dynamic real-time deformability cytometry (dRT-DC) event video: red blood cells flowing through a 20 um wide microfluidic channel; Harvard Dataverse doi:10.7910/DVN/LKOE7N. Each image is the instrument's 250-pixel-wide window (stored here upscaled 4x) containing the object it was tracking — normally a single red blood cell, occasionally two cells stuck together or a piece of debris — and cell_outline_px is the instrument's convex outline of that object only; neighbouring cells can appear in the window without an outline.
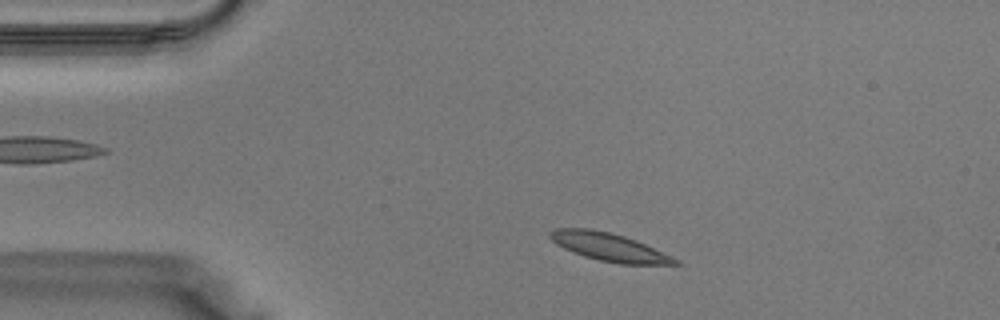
{"species": "Egyptian fruit bat (a non-hibernating species)", "species_latin": "Rousettus aegyptiacus", "temperature_condition": "warm", "stored_images_in_passage": 35, "camera_frame_rate_fps": 3000, "um_per_image_px": 0.085, "animal": {"sex": "male"}, "frame": {"image": 1, "passage_image": 3, "time_ms": 0.667, "image_size_px": [1000, 320], "cell_outline_px": [[680, 264], [620, 264], [600, 260], [584, 256], [572, 252], [556, 244], [548, 236], [548, 232], [556, 228], [592, 228], [624, 236], [636, 240], [672, 256], [680, 260]], "centroid_in_image_um": [51.75, 20.99], "position_along_channel_um": 33.2, "area_um2": 20.4}}
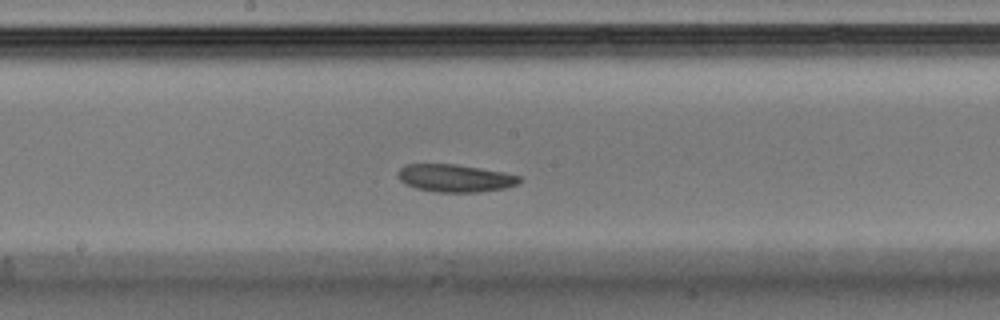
{"frame": {"image": 2, "passage_image": 16, "time_ms": 5.0, "image_size_px": [1000, 320], "cell_outline_px": [[520, 180], [516, 184], [504, 188], [476, 192], [436, 192], [416, 188], [404, 184], [396, 176], [396, 172], [404, 164], [456, 164], [504, 172], [520, 176]], "centroid_in_image_um": [38.61, 15.13], "position_along_channel_um": 209.6, "area_um2": 19.59}}
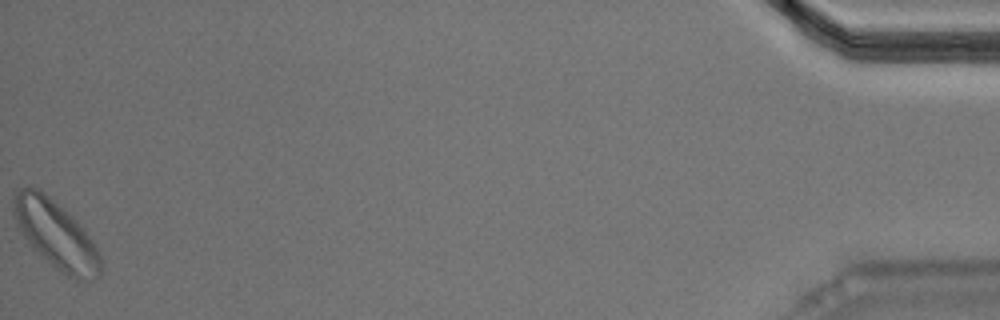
{"frame": {"image": 3, "passage_image": 35, "time_ms": 11.333, "image_size_px": [1000, 320], "cell_outline_px": [[100, 276], [92, 280], [76, 280], [68, 276], [52, 264], [32, 248], [24, 236], [16, 220], [12, 208], [12, 192], [20, 188], [40, 188], [72, 216], [84, 228], [96, 248], [100, 256]], "centroid_in_image_um": [4.73, 19.91], "position_along_channel_um": 430.5, "area_um2": 34.04}}